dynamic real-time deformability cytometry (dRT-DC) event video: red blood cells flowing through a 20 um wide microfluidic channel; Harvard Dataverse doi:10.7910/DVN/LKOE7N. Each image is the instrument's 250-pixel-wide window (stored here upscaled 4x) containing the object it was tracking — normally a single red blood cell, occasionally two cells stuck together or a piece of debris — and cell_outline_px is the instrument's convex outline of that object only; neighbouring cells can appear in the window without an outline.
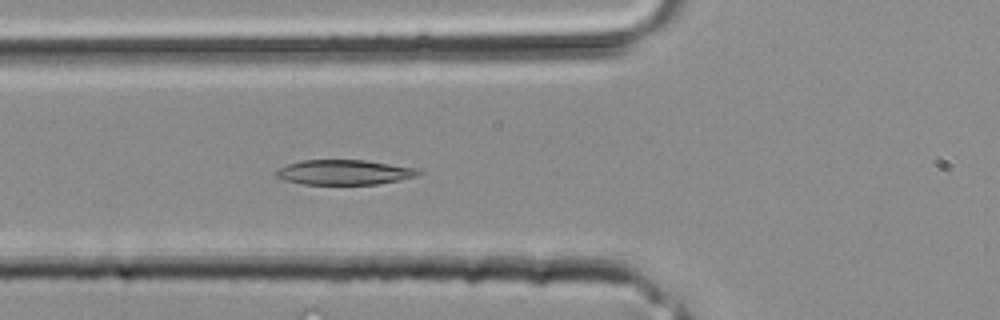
{"species": "common noctule bat (a hibernating species)", "species_latin": "Nyctalus noctula", "temperature_condition": "room temperature", "stored_images_in_passage": 34, "segment_of_instrument_passage": [1, 2], "camera_frame_rate_fps": 3000, "um_per_image_px": 0.085, "animal": {"sex": "male", "body_mass_g": 20.4}, "frame": {"image": 1, "passage_image": 12, "time_ms": 3.667, "image_size_px": [1000, 320], "cell_outline_px": [[424, 172], [416, 176], [376, 184], [304, 184], [284, 180], [276, 176], [276, 172], [280, 168], [288, 164], [304, 160], [364, 160], [416, 168]], "centroid_in_image_um": [29.26, 14.64], "position_along_channel_um": 96.5, "area_um2": 20.35}}
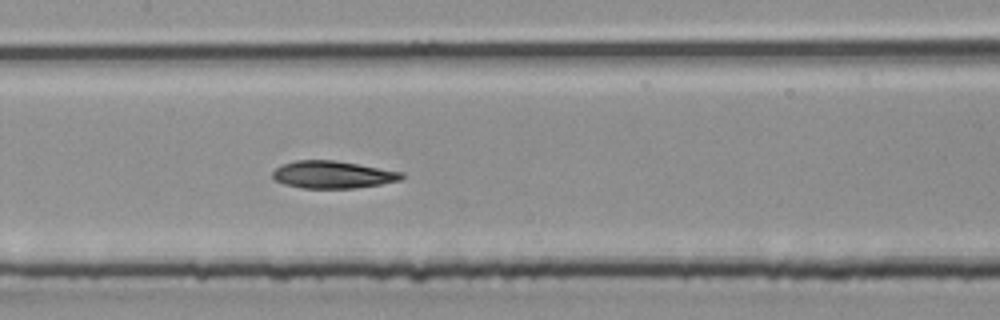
{"frame": {"image": 2, "passage_image": 16, "time_ms": 5.0, "image_size_px": [1000, 320], "cell_outline_px": [[404, 176], [400, 180], [380, 184], [356, 188], [300, 188], [284, 184], [276, 180], [272, 176], [272, 172], [276, 168], [284, 164], [296, 160], [336, 160], [404, 172]], "centroid_in_image_um": [28.29, 14.84], "position_along_channel_um": 179.1, "area_um2": 20.58}}
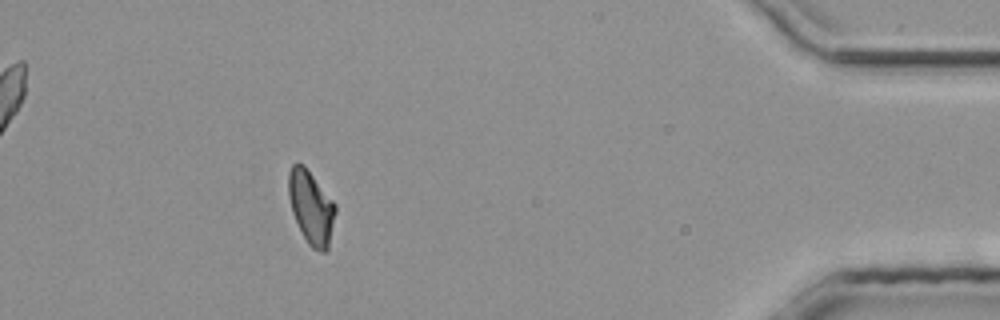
{"frame": {"image": 3, "passage_image": 30, "time_ms": 9.667, "image_size_px": [1000, 320], "cell_outline_px": [[336, 212], [328, 248], [324, 252], [320, 252], [312, 248], [308, 244], [292, 212], [288, 196], [288, 172], [292, 164], [296, 160], [304, 164], [336, 204]], "centroid_in_image_um": [26.43, 17.57], "position_along_channel_um": 408.8, "area_um2": 20.17}}